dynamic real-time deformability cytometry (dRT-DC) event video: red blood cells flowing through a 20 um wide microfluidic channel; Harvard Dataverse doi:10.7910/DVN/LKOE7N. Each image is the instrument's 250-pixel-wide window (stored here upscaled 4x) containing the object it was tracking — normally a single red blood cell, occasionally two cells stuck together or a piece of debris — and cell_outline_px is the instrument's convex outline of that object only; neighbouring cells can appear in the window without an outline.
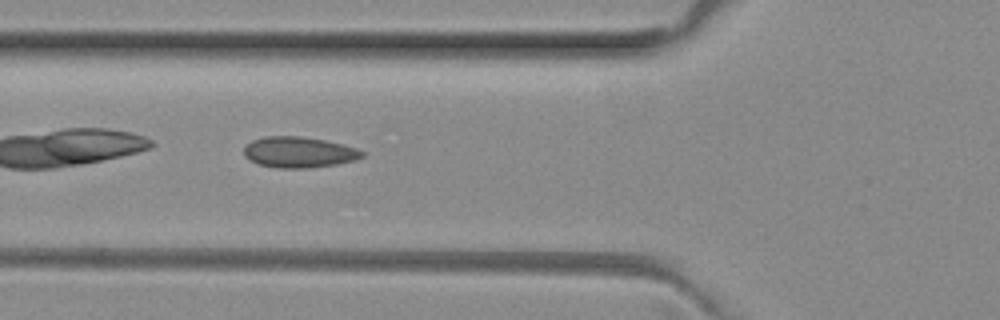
{"species": "common noctule bat (a hibernating species)", "species_latin": "Nyctalus noctula", "temperature_condition": "room temperature", "stored_images_in_passage": 7, "camera_frame_rate_fps": 3000, "um_per_image_px": 0.085, "animal": {"sex": "female", "body_mass_g": 29.2, "forearm_length_mm": 56.3}, "frame": {"image": 1, "passage_image": 5, "time_ms": 1.333, "image_size_px": [1000, 320], "cell_outline_px": [[364, 156], [356, 160], [336, 164], [308, 168], [276, 168], [260, 164], [244, 156], [244, 148], [252, 140], [268, 136], [300, 136], [324, 140], [356, 148], [364, 152]], "centroid_in_image_um": [25.42, 12.94], "position_along_channel_um": 100.4, "area_um2": 21.04}}
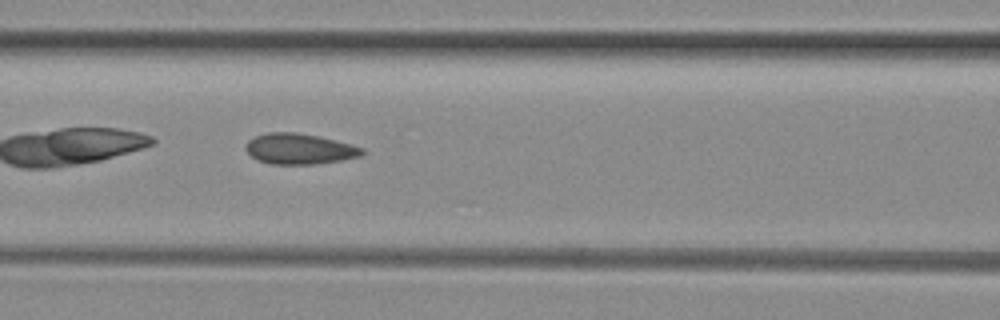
{"frame": {"image": 2, "passage_image": 6, "time_ms": 1.667, "image_size_px": [1000, 320], "cell_outline_px": [[364, 152], [360, 156], [340, 160], [316, 164], [272, 164], [256, 160], [244, 148], [248, 140], [256, 136], [268, 132], [296, 132], [320, 136], [364, 148]], "centroid_in_image_um": [25.43, 12.65], "position_along_channel_um": 141.2, "area_um2": 20.75}}
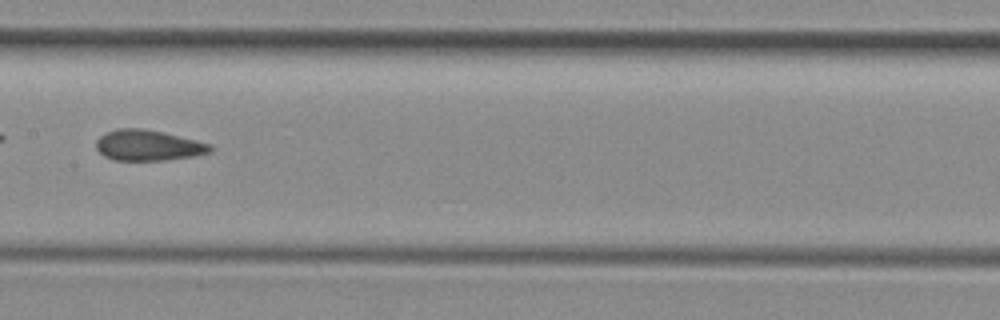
{"frame": {"image": 3, "passage_image": 7, "time_ms": 2.0, "image_size_px": [1000, 320], "cell_outline_px": [[212, 152], [192, 156], [164, 160], [112, 160], [104, 156], [96, 148], [96, 140], [104, 132], [116, 128], [144, 128], [196, 140], [212, 144]], "centroid_in_image_um": [12.56, 12.35], "position_along_channel_um": 194.8, "area_um2": 20.46}}